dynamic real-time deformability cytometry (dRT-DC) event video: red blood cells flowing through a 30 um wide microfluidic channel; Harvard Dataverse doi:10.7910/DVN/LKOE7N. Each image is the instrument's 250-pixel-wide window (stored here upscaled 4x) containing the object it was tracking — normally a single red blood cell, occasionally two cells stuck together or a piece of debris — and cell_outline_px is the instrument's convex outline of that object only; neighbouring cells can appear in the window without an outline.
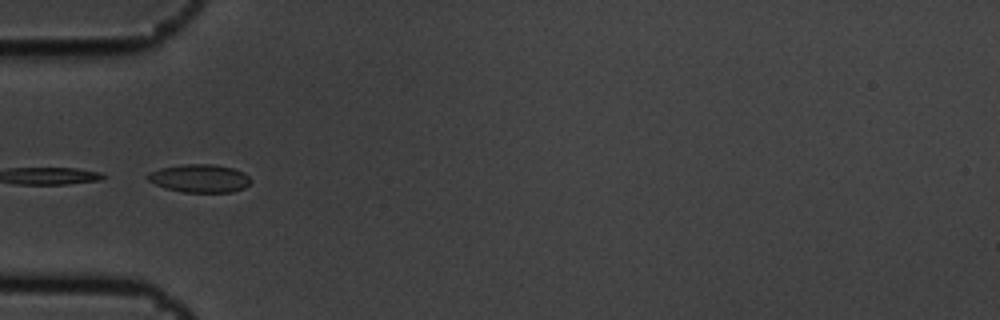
{"species": "common noctule bat (a hibernating species)", "species_latin": "Nyctalus noctula", "temperature_condition": "cold", "stored_images_in_passage": 10, "camera_frame_rate_fps": 3000, "um_per_image_px": 0.085, "animal": {"sex": "male", "body_mass_g": 19.5, "forearm_length_mm": 54.6}, "frame": {"image": 1, "passage_image": 1, "time_ms": 0.0, "image_size_px": [1000, 320], "cell_outline_px": [[252, 180], [244, 188], [232, 192], [184, 192], [168, 188], [156, 184], [148, 180], [144, 176], [148, 172], [160, 168], [180, 164], [216, 164], [232, 168], [244, 172]], "centroid_in_image_um": [16.96, 15.14], "position_along_channel_um": 68.0, "area_um2": 16.94}}
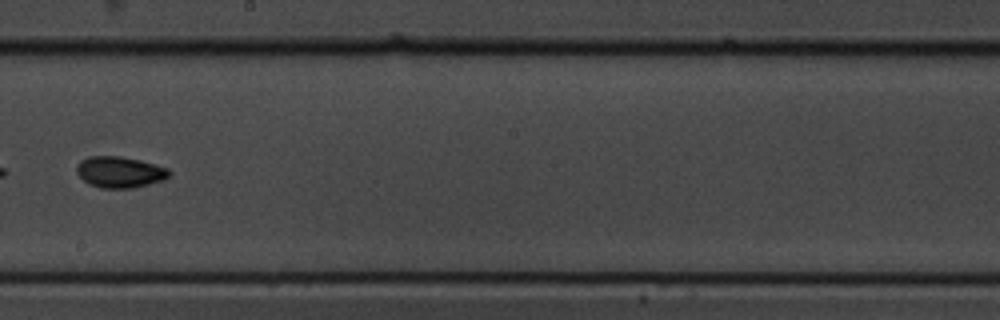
{"frame": {"image": 2, "passage_image": 5, "time_ms": 1.333, "image_size_px": [1000, 320], "cell_outline_px": [[172, 172], [164, 180], [132, 188], [100, 188], [88, 184], [76, 172], [76, 164], [80, 160], [88, 156], [120, 156], [140, 160], [168, 168]], "centroid_in_image_um": [10.16, 14.62], "position_along_channel_um": 238.0, "area_um2": 16.94}}
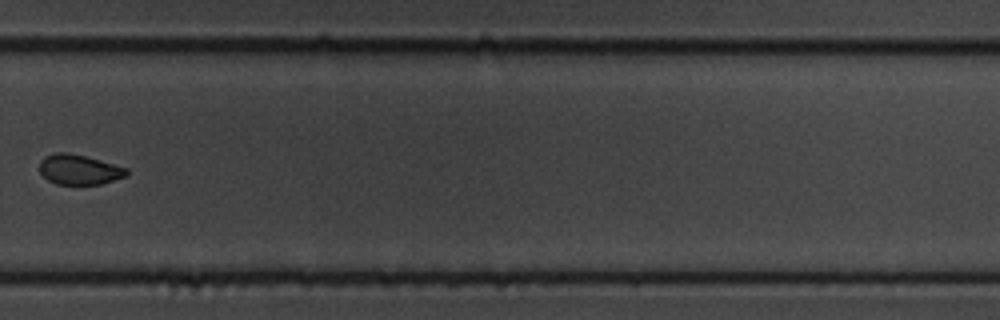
{"frame": {"image": 3, "passage_image": 7, "time_ms": 2.0, "image_size_px": [1000, 320], "cell_outline_px": [[128, 176], [100, 184], [56, 184], [48, 180], [40, 172], [40, 160], [44, 156], [56, 152], [68, 152], [84, 156], [128, 168]], "centroid_in_image_um": [6.72, 14.41], "position_along_channel_um": 323.1, "area_um2": 15.2}}